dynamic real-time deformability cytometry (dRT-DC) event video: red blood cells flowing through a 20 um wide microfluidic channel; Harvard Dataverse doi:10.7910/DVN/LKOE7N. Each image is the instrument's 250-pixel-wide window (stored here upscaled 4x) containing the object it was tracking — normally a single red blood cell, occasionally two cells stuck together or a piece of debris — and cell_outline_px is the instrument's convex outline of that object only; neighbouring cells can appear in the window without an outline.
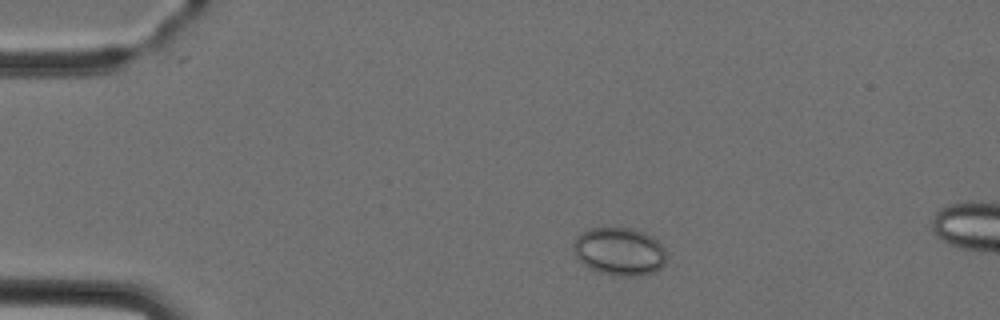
{"species": "Egyptian fruit bat (a non-hibernating species)", "species_latin": "Rousettus aegyptiacus", "temperature_condition": "cold", "stored_images_in_passage": 3, "camera_frame_rate_fps": 3000, "um_per_image_px": 0.085, "animal": {"sex": "female"}, "frame": {"image": 1, "passage_image": 1, "time_ms": 0.0, "image_size_px": [1000, 320], "cell_outline_px": [[668, 256], [664, 264], [660, 268], [652, 272], [640, 276], [612, 276], [600, 272], [584, 264], [576, 256], [572, 244], [576, 236], [580, 232], [592, 228], [632, 228], [644, 232], [652, 236], [664, 248]], "centroid_in_image_um": [52.66, 21.37], "position_along_channel_um": 32.3, "area_um2": 26.13}}